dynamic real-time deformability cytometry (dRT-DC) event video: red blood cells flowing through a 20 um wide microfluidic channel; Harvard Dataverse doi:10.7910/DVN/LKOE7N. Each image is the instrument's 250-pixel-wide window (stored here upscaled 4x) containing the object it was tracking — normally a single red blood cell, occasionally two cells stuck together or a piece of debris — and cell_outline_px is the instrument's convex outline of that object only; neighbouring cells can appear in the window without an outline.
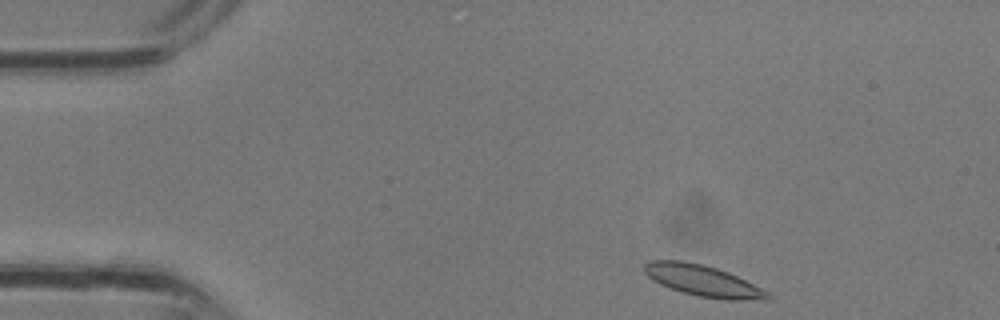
{"species": "common noctule bat (a hibernating species)", "species_latin": "Nyctalus noctula", "temperature_condition": "room temperature", "stored_images_in_passage": 2, "camera_frame_rate_fps": 3000, "um_per_image_px": 0.085, "animal": {"sex": "male", "body_mass_g": 13.3}, "frame": {"image": 1, "passage_image": 1, "time_ms": 0.0, "image_size_px": [1000, 320], "cell_outline_px": [[772, 296], [768, 300], [724, 300], [700, 296], [684, 292], [660, 284], [652, 280], [644, 272], [644, 264], [652, 260], [684, 260], [704, 264], [728, 272], [768, 292]], "centroid_in_image_um": [59.74, 23.85], "position_along_channel_um": 25.3, "area_um2": 22.25}}